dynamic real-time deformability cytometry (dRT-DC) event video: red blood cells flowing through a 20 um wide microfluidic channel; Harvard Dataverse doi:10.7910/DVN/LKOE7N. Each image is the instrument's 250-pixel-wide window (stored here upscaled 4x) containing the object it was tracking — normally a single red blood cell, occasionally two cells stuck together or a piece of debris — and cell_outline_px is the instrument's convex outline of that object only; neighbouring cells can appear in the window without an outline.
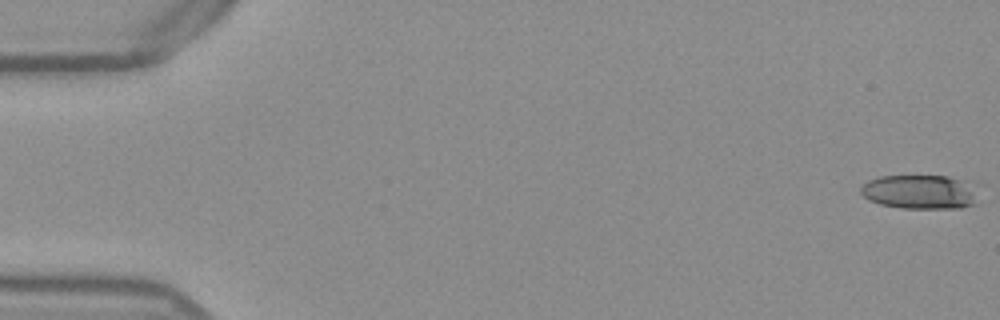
{"species": "Egyptian fruit bat (a non-hibernating species)", "species_latin": "Rousettus aegyptiacus", "temperature_condition": "warm", "stored_images_in_passage": 51, "segment_of_instrument_passage": [1, 2], "camera_frame_rate_fps": 3000, "um_per_image_px": 0.085, "frame": {"image": 1, "passage_image": 1, "time_ms": 0.0, "image_size_px": [1000, 320], "cell_outline_px": [[980, 184], [976, 204], [960, 208], [900, 208], [880, 204], [868, 200], [860, 192], [860, 188], [868, 180], [880, 176], [948, 176], [972, 180]], "centroid_in_image_um": [78.33, 16.3], "position_along_channel_um": 6.7, "area_um2": 24.28}}
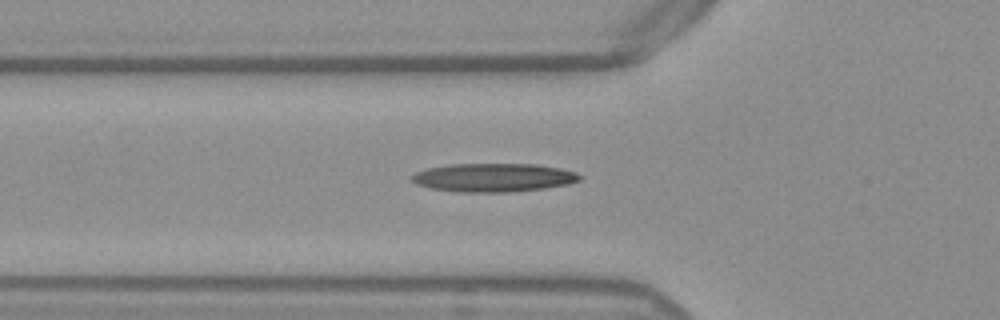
{"frame": {"image": 2, "passage_image": 19, "time_ms": 6.0, "image_size_px": [1000, 320], "cell_outline_px": [[584, 176], [580, 180], [568, 184], [544, 188], [512, 192], [456, 192], [428, 188], [416, 184], [408, 180], [408, 176], [416, 172], [428, 168], [448, 164], [536, 164], [560, 168], [576, 172]], "centroid_in_image_um": [41.9, 15.09], "position_along_channel_um": 83.9, "area_um2": 28.32}}
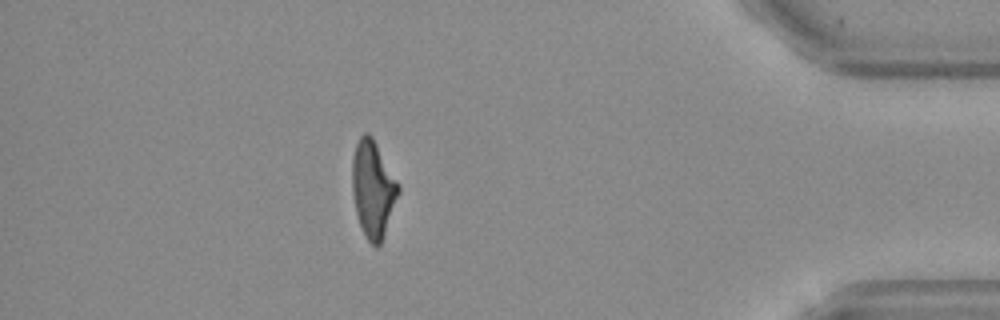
{"frame": {"image": 3, "passage_image": 47, "time_ms": 15.333, "image_size_px": [1000, 320], "cell_outline_px": [[400, 192], [384, 236], [380, 244], [376, 248], [368, 240], [360, 224], [356, 212], [352, 192], [352, 156], [356, 144], [360, 136], [364, 132], [368, 132], [372, 136], [400, 184]], "centroid_in_image_um": [31.71, 16.04], "position_along_channel_um": 403.5, "area_um2": 26.13}}